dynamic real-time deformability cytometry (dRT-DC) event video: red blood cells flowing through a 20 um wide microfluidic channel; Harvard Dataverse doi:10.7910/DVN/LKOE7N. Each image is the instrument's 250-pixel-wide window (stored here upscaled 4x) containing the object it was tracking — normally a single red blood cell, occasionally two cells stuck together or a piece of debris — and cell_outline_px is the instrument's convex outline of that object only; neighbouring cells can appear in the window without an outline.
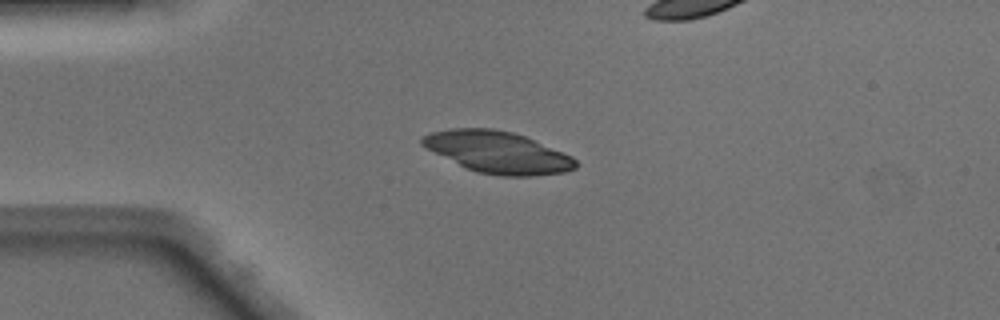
{"species": "Egyptian fruit bat (a non-hibernating species)", "species_latin": "Rousettus aegyptiacus", "temperature_condition": "warm", "stored_images_in_passage": 24, "camera_frame_rate_fps": 3000, "um_per_image_px": 0.085, "animal": {"sex": "male"}, "frame": {"image": 1, "passage_image": 1, "time_ms": 0.0, "image_size_px": [1000, 320], "cell_outline_px": [[580, 164], [576, 168], [564, 172], [536, 176], [500, 176], [476, 172], [464, 168], [424, 148], [420, 144], [420, 136], [432, 132], [452, 128], [492, 128], [512, 132], [524, 136], [572, 156]], "centroid_in_image_um": [42.26, 12.95], "position_along_channel_um": 42.7, "area_um2": 37.63}}